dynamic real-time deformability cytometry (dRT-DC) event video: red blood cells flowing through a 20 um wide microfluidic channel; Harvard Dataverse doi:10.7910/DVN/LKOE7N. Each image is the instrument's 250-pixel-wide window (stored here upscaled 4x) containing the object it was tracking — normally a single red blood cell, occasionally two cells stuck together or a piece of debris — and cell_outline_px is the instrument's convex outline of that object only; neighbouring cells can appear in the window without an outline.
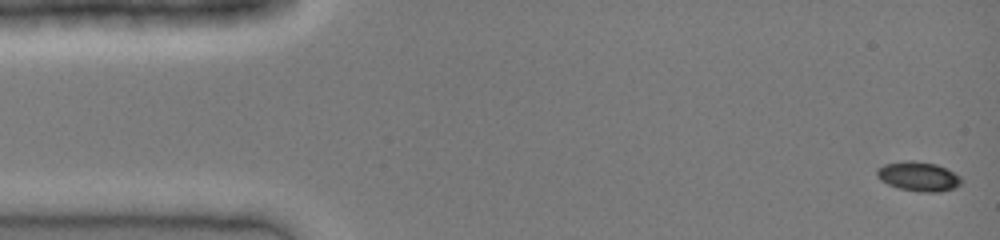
{"species": "common noctule bat (a hibernating species)", "species_latin": "Nyctalus noctula", "temperature_condition": "cold", "stored_images_in_passage": 42, "camera_frame_rate_fps": 3000, "um_per_image_px": 0.085, "animal": {"sex": "female", "body_mass_g": 19.0, "forearm_length_mm": 51.5}, "frame": {"image": 1, "passage_image": 1, "time_ms": 0.0, "image_size_px": [1000, 240], "cell_outline_px": [[964, 180], [956, 188], [940, 192], [920, 192], [900, 188], [888, 184], [880, 180], [876, 176], [876, 168], [884, 164], [904, 160], [912, 160], [936, 164], [960, 176]], "centroid_in_image_um": [78.05, 14.99], "position_along_channel_um": 6.9, "area_um2": 14.62}}
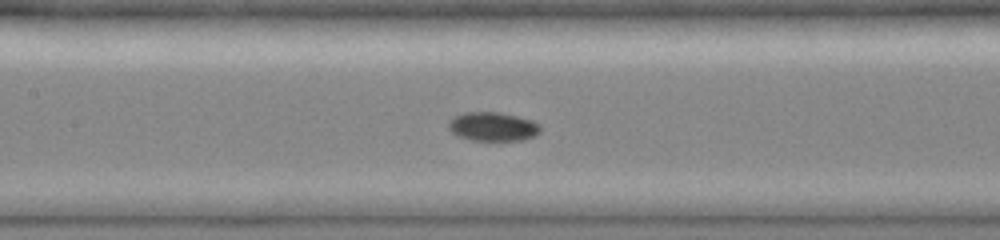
{"frame": {"image": 2, "passage_image": 19, "time_ms": 6.0, "image_size_px": [1000, 240], "cell_outline_px": [[540, 132], [524, 140], [472, 140], [456, 136], [448, 128], [448, 124], [456, 116], [468, 112], [496, 112], [516, 116], [532, 120], [540, 124]], "centroid_in_image_um": [41.9, 10.77], "position_along_channel_um": 165.5, "area_um2": 15.26}}
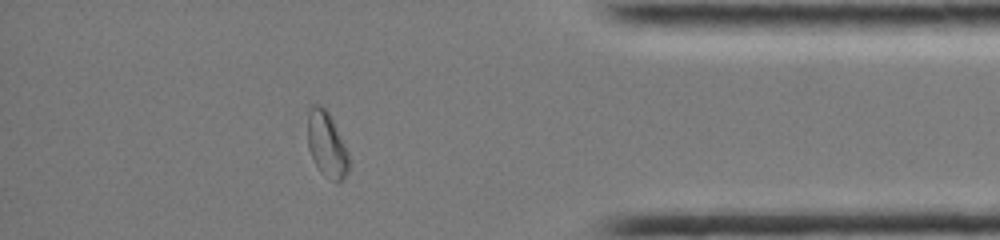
{"frame": {"image": 3, "passage_image": 36, "time_ms": 11.667, "image_size_px": [1000, 240], "cell_outline_px": [[348, 172], [344, 180], [336, 184], [320, 172], [308, 148], [308, 104], [320, 104], [328, 112], [348, 152]], "centroid_in_image_um": [27.76, 12.3], "position_along_channel_um": 407.4, "area_um2": 15.72}}